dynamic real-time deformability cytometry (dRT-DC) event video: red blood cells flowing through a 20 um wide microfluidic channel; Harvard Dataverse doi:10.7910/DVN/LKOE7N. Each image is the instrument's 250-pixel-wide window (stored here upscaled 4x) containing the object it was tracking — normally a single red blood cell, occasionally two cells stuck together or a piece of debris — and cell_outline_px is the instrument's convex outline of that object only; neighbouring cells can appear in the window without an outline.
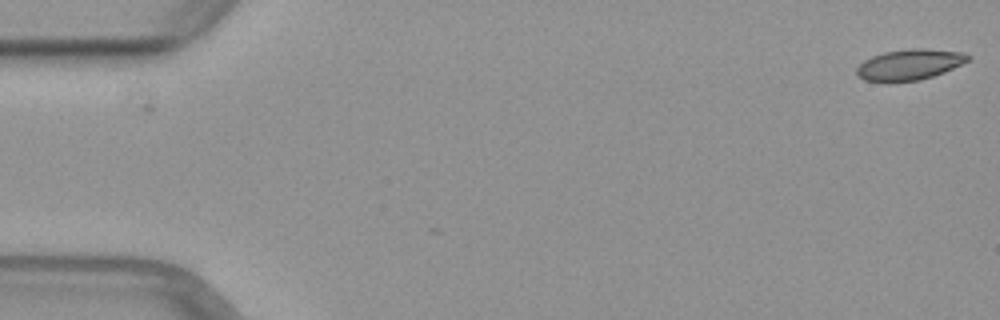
{"species": "common noctule bat (a hibernating species)", "species_latin": "Nyctalus noctula", "temperature_condition": "warm", "stored_images_in_passage": 3, "camera_frame_rate_fps": 3000, "um_per_image_px": 0.085, "animal": {"sex": "female", "body_mass_g": 29.2, "forearm_length_mm": 56.3}, "frame": {"image": 1, "passage_image": 1, "time_ms": 0.0, "image_size_px": [1000, 320], "cell_outline_px": [[972, 56], [968, 60], [944, 72], [920, 80], [888, 84], [864, 80], [856, 76], [856, 68], [864, 60], [872, 56], [884, 52], [912, 48], [924, 48], [964, 52]], "centroid_in_image_um": [77.25, 5.52], "position_along_channel_um": 7.7, "area_um2": 20.4}}